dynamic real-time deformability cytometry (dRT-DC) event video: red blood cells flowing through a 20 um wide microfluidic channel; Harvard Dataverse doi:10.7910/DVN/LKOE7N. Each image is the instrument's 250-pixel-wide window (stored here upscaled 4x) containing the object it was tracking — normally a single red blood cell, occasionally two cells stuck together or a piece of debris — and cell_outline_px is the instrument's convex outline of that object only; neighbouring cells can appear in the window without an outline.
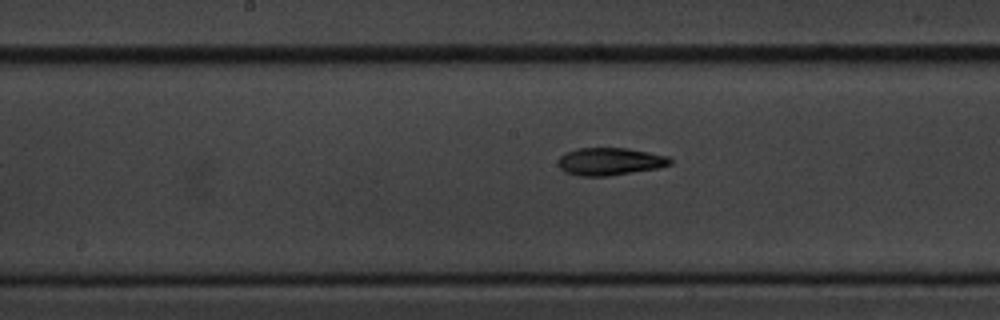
{"species": "common noctule bat (a hibernating species)", "species_latin": "Nyctalus noctula", "temperature_condition": "cold", "stored_images_in_passage": 7, "segment_of_instrument_passage": [2, 2], "camera_frame_rate_fps": 3000, "um_per_image_px": 0.085, "animal": {"sex": "male", "body_mass_g": 20.1, "forearm_length_mm": 53.5}, "frame": {"image": 1, "passage_image": 7, "time_ms": 7.667, "image_size_px": [1000, 320], "cell_outline_px": [[672, 164], [660, 168], [608, 176], [580, 176], [564, 172], [556, 164], [560, 156], [576, 148], [628, 148], [668, 156], [672, 160]], "centroid_in_image_um": [51.84, 13.73], "position_along_channel_um": 196.4, "area_um2": 18.15}}